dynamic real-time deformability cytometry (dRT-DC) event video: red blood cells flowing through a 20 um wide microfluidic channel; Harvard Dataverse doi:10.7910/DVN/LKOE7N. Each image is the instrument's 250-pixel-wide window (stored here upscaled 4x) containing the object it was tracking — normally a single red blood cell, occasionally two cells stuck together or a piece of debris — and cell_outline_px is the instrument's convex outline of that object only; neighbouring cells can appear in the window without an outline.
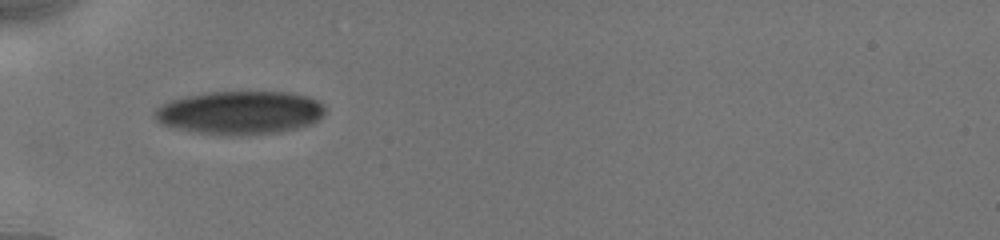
{"species": "human", "species_latin": "Homo sapiens", "temperature_condition": "cold", "stored_images_in_passage": 22, "camera_frame_rate_fps": 3000, "um_per_image_px": 0.085, "donor": {"sex": "male"}, "frame": {"image": 1, "passage_image": 1, "time_ms": 0.0, "image_size_px": [1000, 240], "cell_outline_px": [[324, 116], [312, 124], [300, 128], [280, 132], [188, 132], [160, 124], [156, 120], [152, 112], [160, 104], [184, 96], [208, 92], [288, 92], [308, 96], [316, 100], [324, 108]], "centroid_in_image_um": [20.36, 9.54], "position_along_channel_um": 64.6, "area_um2": 42.31}}
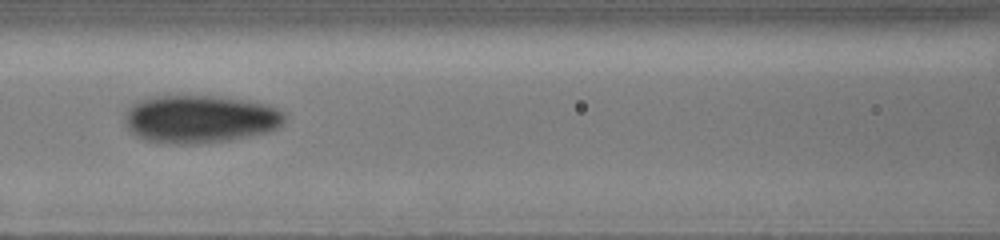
{"frame": {"image": 2, "passage_image": 14, "time_ms": 2.333, "image_size_px": [1000, 240], "cell_outline_px": [[288, 116], [284, 124], [276, 128], [264, 132], [232, 140], [196, 144], [176, 144], [144, 140], [136, 136], [128, 128], [124, 116], [124, 112], [132, 104], [148, 96], [220, 96], [248, 100], [268, 104], [284, 112]], "centroid_in_image_um": [17.01, 10.11], "position_along_channel_um": 149.6, "area_um2": 45.08}}
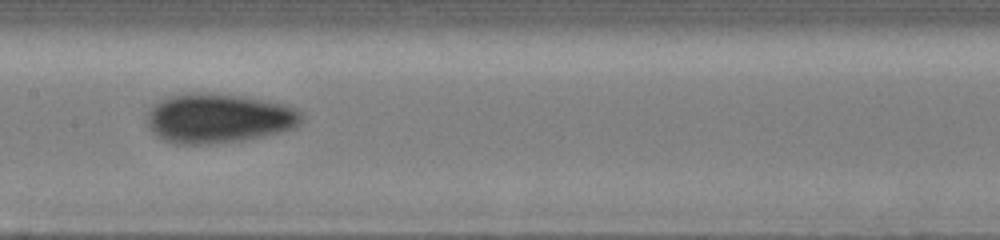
{"frame": {"image": 3, "passage_image": 19, "time_ms": 3.333, "image_size_px": [1000, 240], "cell_outline_px": [[304, 120], [292, 128], [276, 132], [240, 140], [200, 144], [180, 144], [168, 140], [152, 132], [144, 120], [144, 116], [160, 100], [168, 96], [188, 92], [200, 92], [240, 96], [264, 100], [284, 104], [296, 108], [304, 112]], "centroid_in_image_um": [18.56, 10.02], "position_along_channel_um": 188.8, "area_um2": 44.16}}